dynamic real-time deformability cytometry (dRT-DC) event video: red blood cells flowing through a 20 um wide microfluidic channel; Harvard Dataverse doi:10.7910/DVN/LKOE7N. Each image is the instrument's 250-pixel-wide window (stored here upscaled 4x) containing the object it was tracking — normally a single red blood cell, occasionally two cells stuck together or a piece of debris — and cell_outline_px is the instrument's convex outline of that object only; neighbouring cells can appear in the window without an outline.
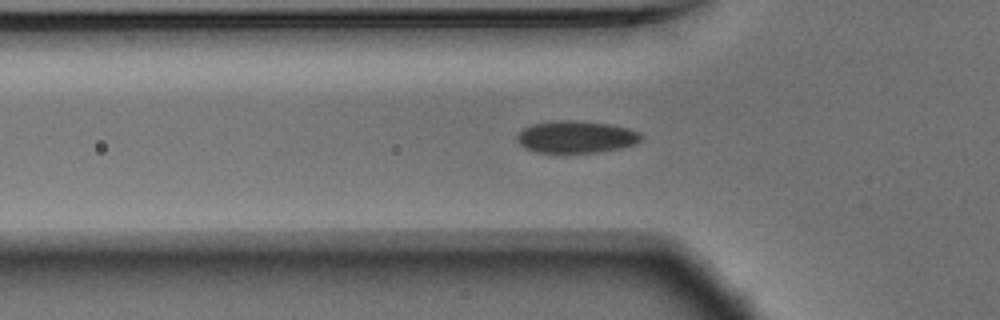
{"species": "Egyptian fruit bat (a non-hibernating species)", "species_latin": "Rousettus aegyptiacus", "temperature_condition": "warm", "stored_images_in_passage": 39, "camera_frame_rate_fps": 3000, "um_per_image_px": 0.085, "animal": {"sex": "male"}, "frame": {"image": 1, "passage_image": 10, "time_ms": 3.0, "image_size_px": [1000, 320], "cell_outline_px": [[644, 136], [636, 144], [620, 148], [596, 152], [536, 152], [524, 148], [516, 140], [516, 136], [524, 128], [532, 124], [556, 120], [568, 120], [608, 124], [628, 128], [640, 132]], "centroid_in_image_um": [48.97, 11.63], "position_along_channel_um": 76.8, "area_um2": 23.12}}
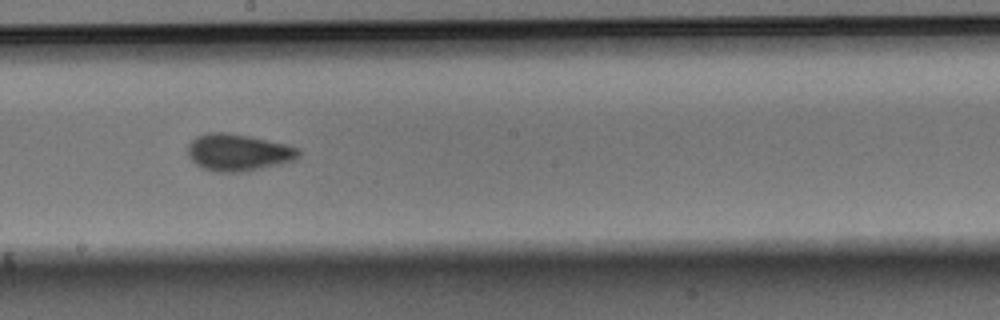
{"frame": {"image": 2, "passage_image": 22, "time_ms": 7.0, "image_size_px": [1000, 320], "cell_outline_px": [[300, 152], [292, 160], [260, 168], [240, 172], [216, 172], [204, 168], [196, 164], [188, 156], [188, 144], [196, 136], [208, 132], [228, 132], [248, 136], [284, 144], [296, 148]], "centroid_in_image_um": [20.15, 12.94], "position_along_channel_um": 228.0, "area_um2": 23.35}}
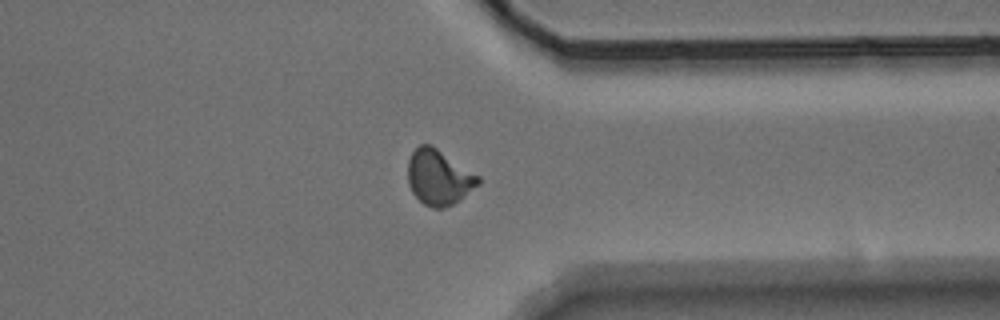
{"frame": {"image": 3, "passage_image": 34, "time_ms": 11.0, "image_size_px": [1000, 320], "cell_outline_px": [[480, 184], [452, 204], [444, 208], [432, 208], [424, 204], [412, 192], [408, 184], [408, 160], [412, 152], [420, 144], [432, 144], [480, 176]], "centroid_in_image_um": [37.29, 15.05], "position_along_channel_um": 374.1, "area_um2": 22.66}}